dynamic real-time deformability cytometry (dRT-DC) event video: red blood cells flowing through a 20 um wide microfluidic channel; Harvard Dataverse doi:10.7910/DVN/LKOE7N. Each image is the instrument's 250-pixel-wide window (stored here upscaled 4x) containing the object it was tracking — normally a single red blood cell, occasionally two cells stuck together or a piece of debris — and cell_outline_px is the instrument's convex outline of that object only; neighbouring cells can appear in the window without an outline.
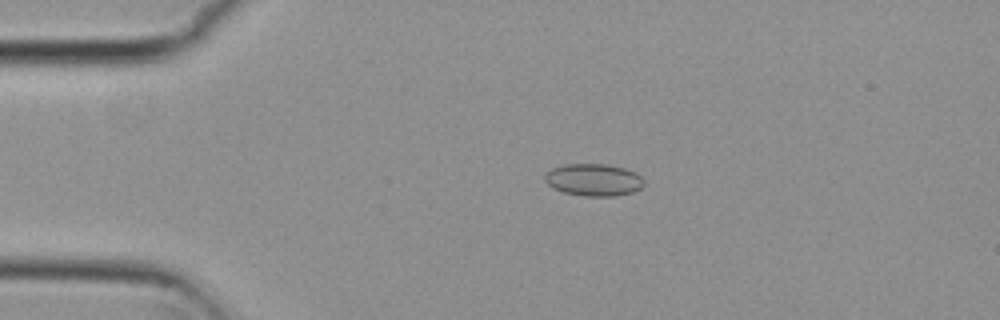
{"species": "common noctule bat (a hibernating species)", "species_latin": "Nyctalus noctula", "temperature_condition": "cold", "stored_images_in_passage": 46, "camera_frame_rate_fps": 3000, "um_per_image_px": 0.085, "animal": {"sex": "female", "body_mass_g": 29.2, "forearm_length_mm": 56.3}, "frame": {"image": 1, "passage_image": 8, "time_ms": 2.333, "image_size_px": [1000, 320], "cell_outline_px": [[644, 184], [640, 188], [632, 192], [612, 196], [584, 196], [564, 192], [552, 188], [544, 180], [544, 176], [552, 168], [564, 164], [604, 164], [624, 168], [636, 172], [644, 180]], "centroid_in_image_um": [50.45, 15.28], "position_along_channel_um": 34.6, "area_um2": 18.55}}
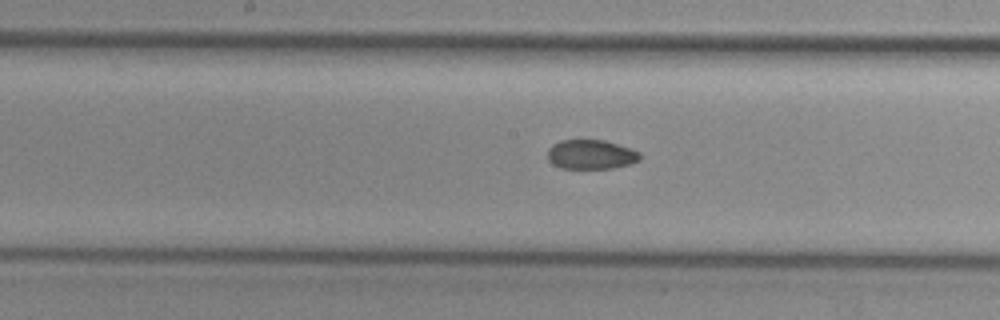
{"frame": {"image": 2, "passage_image": 24, "time_ms": 7.667, "image_size_px": [1000, 320], "cell_outline_px": [[640, 160], [628, 164], [612, 168], [560, 168], [552, 164], [548, 160], [548, 148], [552, 144], [560, 140], [604, 140], [632, 148], [640, 152]], "centroid_in_image_um": [50.22, 13.12], "position_along_channel_um": 198.0, "area_um2": 15.9}}
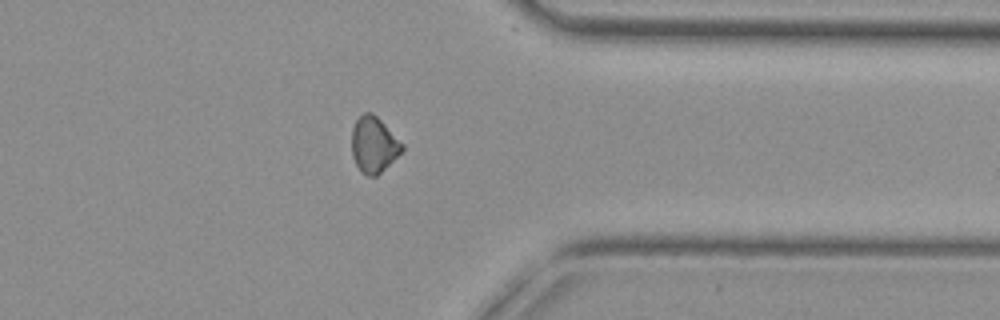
{"frame": {"image": 3, "passage_image": 39, "time_ms": 12.667, "image_size_px": [1000, 320], "cell_outline_px": [[404, 148], [376, 176], [368, 176], [356, 164], [352, 156], [352, 128], [356, 120], [364, 112], [372, 112], [404, 144]], "centroid_in_image_um": [31.75, 12.27], "position_along_channel_um": 379.6, "area_um2": 15.95}, "authors_computed_cell_mechanics": {"area_um2": 16.7042, "velocity_mm_per_s": 3.8009, "shape_relaxation_time_tau1_ms": null, "shape_relaxation_time_tau2_ms": 5.8847, "deformation_change_tau1": null, "deformation_change_tau2": 0.0797}}